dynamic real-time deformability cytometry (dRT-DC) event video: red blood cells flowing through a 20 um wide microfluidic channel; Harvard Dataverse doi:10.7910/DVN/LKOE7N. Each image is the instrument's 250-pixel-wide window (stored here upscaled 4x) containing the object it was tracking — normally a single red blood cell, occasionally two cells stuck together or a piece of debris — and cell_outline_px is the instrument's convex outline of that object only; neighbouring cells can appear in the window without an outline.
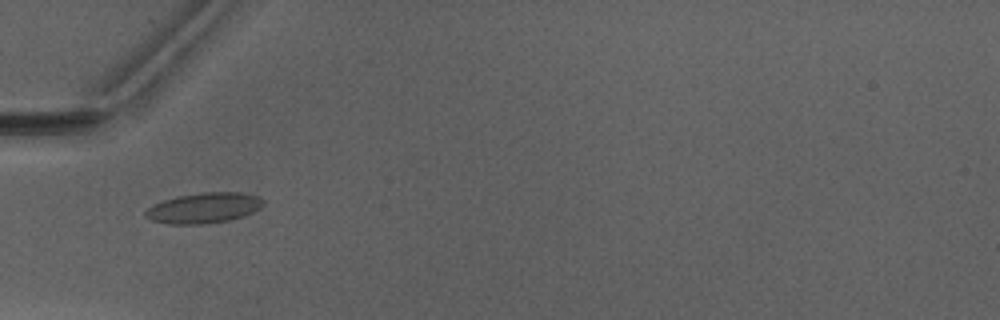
{"species": "Egyptian fruit bat (a non-hibernating species)", "species_latin": "Rousettus aegyptiacus", "temperature_condition": "warm", "stored_images_in_passage": 2, "camera_frame_rate_fps": 3000, "um_per_image_px": 0.085, "animal": {"sex": "male"}, "frame": {"image": 1, "passage_image": 2, "time_ms": 1.0, "image_size_px": [1000, 320], "cell_outline_px": [[264, 204], [260, 208], [244, 216], [228, 220], [204, 224], [168, 224], [152, 220], [144, 216], [144, 212], [152, 204], [176, 196], [200, 192], [240, 192], [256, 196], [264, 200]], "centroid_in_image_um": [17.3, 17.67], "position_along_channel_um": 67.7, "area_um2": 20.98}}